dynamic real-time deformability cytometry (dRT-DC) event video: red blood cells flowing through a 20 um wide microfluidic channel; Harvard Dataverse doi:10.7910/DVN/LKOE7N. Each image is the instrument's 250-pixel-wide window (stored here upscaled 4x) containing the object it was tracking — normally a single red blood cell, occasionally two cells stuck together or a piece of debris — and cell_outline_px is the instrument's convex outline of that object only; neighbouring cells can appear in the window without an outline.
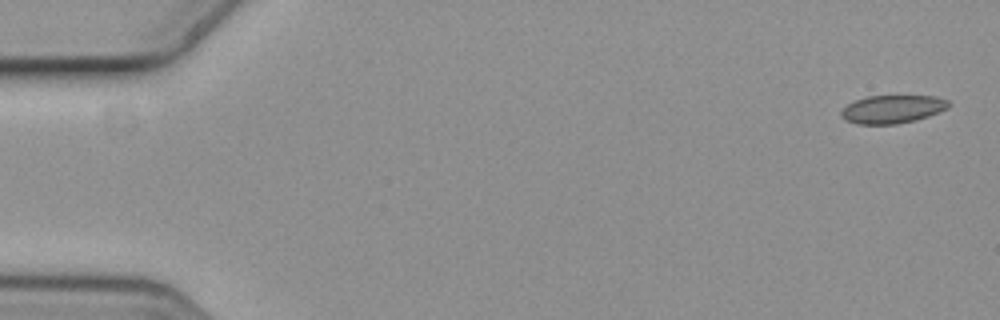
{"species": "common noctule bat (a hibernating species)", "species_latin": "Nyctalus noctula", "temperature_condition": "cold", "stored_images_in_passage": 4, "camera_frame_rate_fps": 3000, "um_per_image_px": 0.085, "animal": {"sex": "female", "body_mass_g": 19.3, "forearm_length_mm": 54.1}, "frame": {"image": 1, "passage_image": 1, "time_ms": 0.0, "image_size_px": [1000, 320], "cell_outline_px": [[948, 108], [928, 116], [916, 120], [896, 124], [856, 124], [844, 120], [840, 116], [840, 112], [848, 104], [856, 100], [868, 96], [936, 96], [948, 100]], "centroid_in_image_um": [75.83, 9.29], "position_along_channel_um": 9.2, "area_um2": 17.57}}